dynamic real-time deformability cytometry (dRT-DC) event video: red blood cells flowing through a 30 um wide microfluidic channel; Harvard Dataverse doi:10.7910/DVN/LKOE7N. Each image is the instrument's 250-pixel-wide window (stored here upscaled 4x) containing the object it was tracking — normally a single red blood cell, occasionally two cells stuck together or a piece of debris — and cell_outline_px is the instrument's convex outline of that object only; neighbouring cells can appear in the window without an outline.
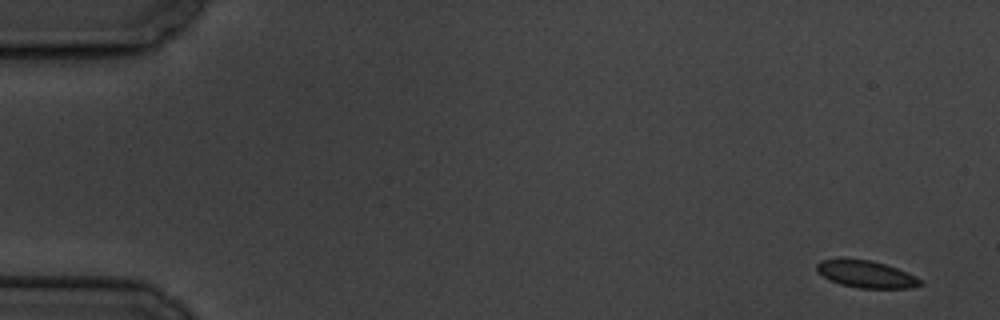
{"species": "common noctule bat (a hibernating species)", "species_latin": "Nyctalus noctula", "temperature_condition": "cold", "stored_images_in_passage": 11, "camera_frame_rate_fps": 3000, "um_per_image_px": 0.085, "animal": {"sex": "male", "body_mass_g": 19.5, "forearm_length_mm": 54.6}, "frame": {"image": 1, "passage_image": 1, "time_ms": 0.0, "image_size_px": [1000, 320], "cell_outline_px": [[924, 284], [912, 288], [860, 288], [840, 284], [828, 280], [816, 268], [816, 264], [820, 260], [872, 260], [896, 268], [916, 276], [924, 280]], "centroid_in_image_um": [73.69, 23.33], "position_along_channel_um": 11.3, "area_um2": 16.13}}
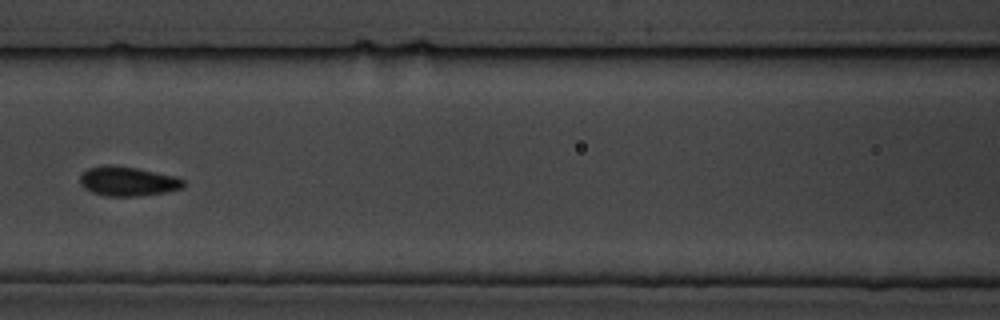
{"frame": {"image": 2, "passage_image": 7, "time_ms": 8.0, "image_size_px": [1000, 320], "cell_outline_px": [[184, 184], [180, 188], [168, 192], [136, 196], [108, 196], [92, 192], [84, 188], [80, 184], [80, 176], [88, 168], [104, 164], [108, 164], [136, 168], [176, 176], [184, 180]], "centroid_in_image_um": [10.84, 15.4], "position_along_channel_um": 155.8, "area_um2": 17.69}}
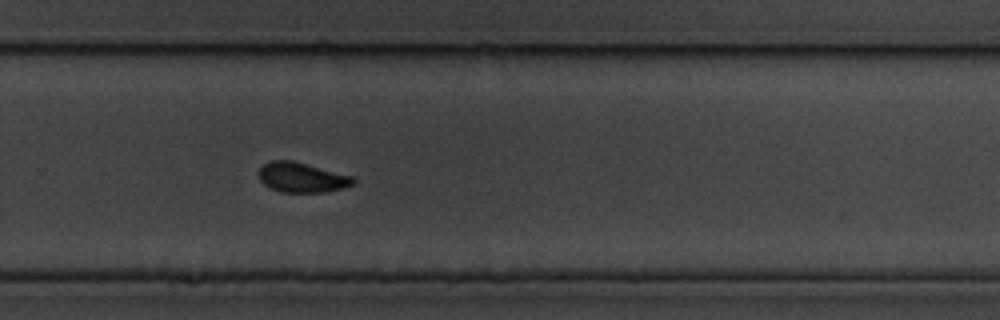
{"frame": {"image": 3, "passage_image": 11, "time_ms": 12.333, "image_size_px": [1000, 320], "cell_outline_px": [[356, 180], [352, 184], [344, 188], [324, 192], [280, 192], [268, 188], [260, 180], [260, 168], [264, 164], [272, 160], [292, 160], [352, 176]], "centroid_in_image_um": [25.64, 15.09], "position_along_channel_um": 304.2, "area_um2": 16.36}}